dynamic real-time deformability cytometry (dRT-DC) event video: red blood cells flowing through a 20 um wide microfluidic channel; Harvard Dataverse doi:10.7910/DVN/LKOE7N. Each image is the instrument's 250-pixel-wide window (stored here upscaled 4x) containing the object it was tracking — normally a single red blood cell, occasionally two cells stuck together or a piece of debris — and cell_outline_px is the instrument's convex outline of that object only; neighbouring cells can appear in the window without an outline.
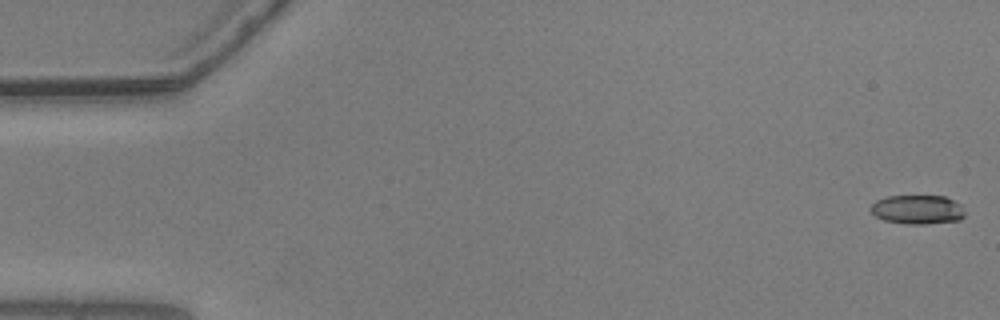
{"species": "common noctule bat (a hibernating species)", "species_latin": "Nyctalus noctula", "temperature_condition": "warm", "stored_images_in_passage": 50, "camera_frame_rate_fps": 3000, "um_per_image_px": 0.085, "animal": {"sex": "male", "body_mass_g": 20.5, "forearm_length_mm": 52.5}, "frame": {"image": 1, "passage_image": 1, "time_ms": 0.0, "image_size_px": [1000, 320], "cell_outline_px": [[964, 216], [960, 220], [928, 224], [908, 224], [884, 220], [876, 216], [868, 208], [876, 200], [888, 196], [944, 196], [960, 204], [964, 212]], "centroid_in_image_um": [77.97, 17.81], "position_along_channel_um": 7.0, "area_um2": 15.95}}
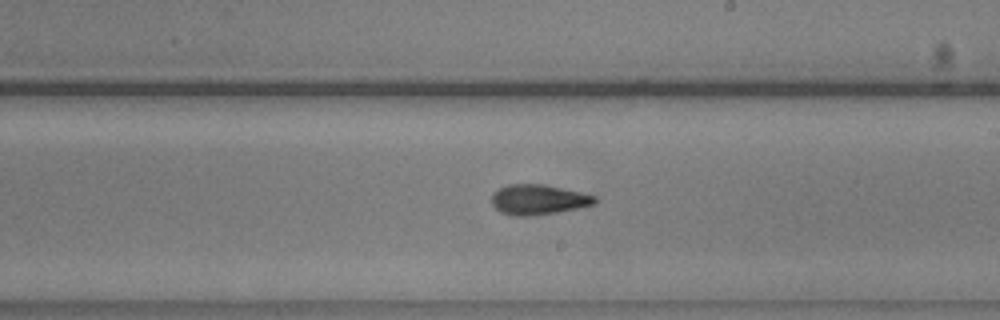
{"frame": {"image": 2, "passage_image": 32, "time_ms": 10.333, "image_size_px": [1000, 320], "cell_outline_px": [[596, 204], [556, 212], [532, 216], [512, 216], [500, 212], [492, 204], [492, 192], [508, 184], [544, 184], [580, 192], [596, 196]], "centroid_in_image_um": [45.73, 16.97], "position_along_channel_um": 243.3, "area_um2": 18.09}}
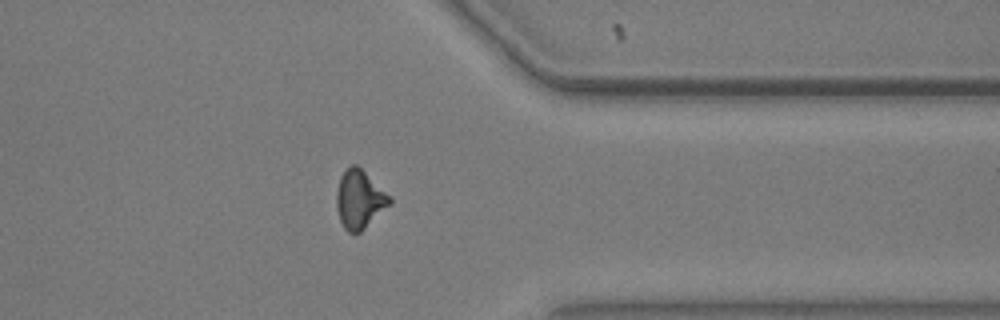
{"frame": {"image": 3, "passage_image": 44, "time_ms": 14.333, "image_size_px": [1000, 320], "cell_outline_px": [[392, 204], [360, 232], [348, 232], [344, 228], [340, 220], [336, 204], [336, 192], [340, 176], [352, 164], [356, 164], [392, 196]], "centroid_in_image_um": [30.59, 16.94], "position_along_channel_um": 380.8, "area_um2": 18.15}}